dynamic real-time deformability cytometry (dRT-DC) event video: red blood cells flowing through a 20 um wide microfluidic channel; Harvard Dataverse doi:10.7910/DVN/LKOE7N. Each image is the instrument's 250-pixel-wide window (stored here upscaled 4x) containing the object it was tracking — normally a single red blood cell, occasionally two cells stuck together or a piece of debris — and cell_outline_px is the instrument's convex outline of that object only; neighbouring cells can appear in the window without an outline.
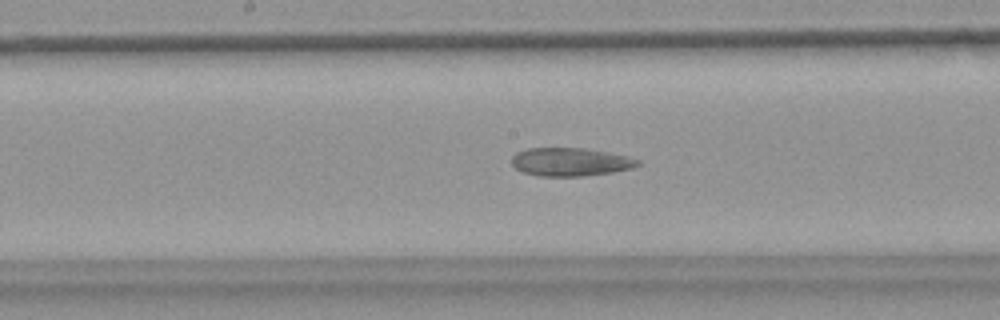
{"species": "common noctule bat (a hibernating species)", "species_latin": "Nyctalus noctula", "temperature_condition": "warm", "stored_images_in_passage": 41, "camera_frame_rate_fps": 3000, "um_per_image_px": 0.085, "animal": {"sex": "female", "body_mass_g": 18.4}, "frame": {"image": 1, "passage_image": 22, "time_ms": 7.0, "image_size_px": [1000, 320], "cell_outline_px": [[640, 164], [632, 168], [612, 172], [584, 176], [540, 176], [524, 172], [516, 168], [512, 164], [512, 156], [516, 152], [524, 148], [588, 148], [628, 156], [640, 160]], "centroid_in_image_um": [48.49, 13.75], "position_along_channel_um": 199.7, "area_um2": 20.87}}
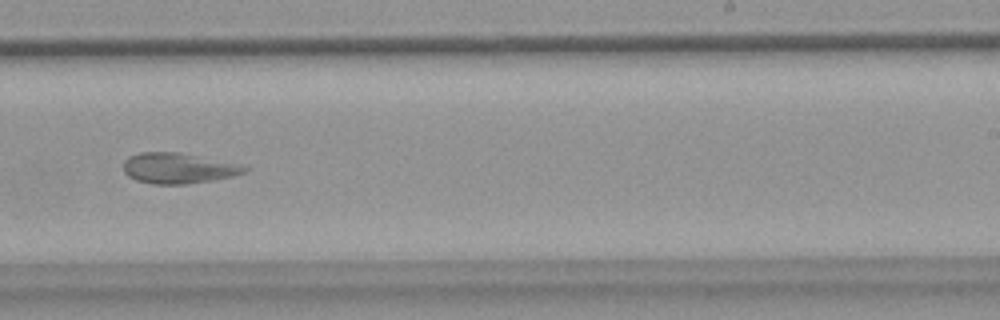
{"frame": {"image": 2, "passage_image": 28, "time_ms": 9.0, "image_size_px": [1000, 320], "cell_outline_px": [[248, 172], [232, 176], [212, 180], [184, 184], [152, 184], [136, 180], [128, 176], [124, 172], [124, 160], [128, 156], [140, 152], [180, 152], [240, 164], [248, 168]], "centroid_in_image_um": [15.14, 14.29], "position_along_channel_um": 273.9, "area_um2": 21.62}}
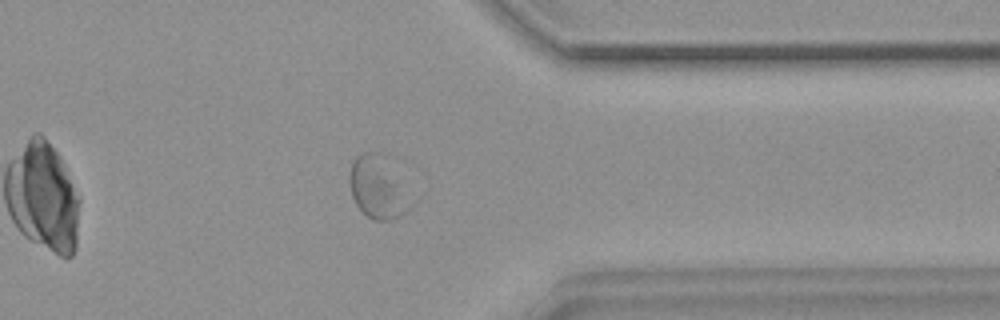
{"frame": {"image": 3, "passage_image": 37, "time_ms": 12.0, "image_size_px": [1000, 320], "cell_outline_px": [[408, 208], [400, 216], [392, 220], [376, 220], [368, 216], [356, 204], [352, 196], [348, 184], [348, 180], [352, 160], [360, 152], [380, 152], [384, 156]], "centroid_in_image_um": [31.91, 15.91], "position_along_channel_um": 379.5, "area_um2": 20.46}, "authors_computed_cell_mechanics": {"area_um2": 21.675, "velocity_mm_per_s": 3.7273, "shape_relaxation_time_tau1_ms": null, "shape_relaxation_time_tau2_ms": 3.5369, "deformation_change_tau1": null, "deformation_change_tau2": 0.089}}